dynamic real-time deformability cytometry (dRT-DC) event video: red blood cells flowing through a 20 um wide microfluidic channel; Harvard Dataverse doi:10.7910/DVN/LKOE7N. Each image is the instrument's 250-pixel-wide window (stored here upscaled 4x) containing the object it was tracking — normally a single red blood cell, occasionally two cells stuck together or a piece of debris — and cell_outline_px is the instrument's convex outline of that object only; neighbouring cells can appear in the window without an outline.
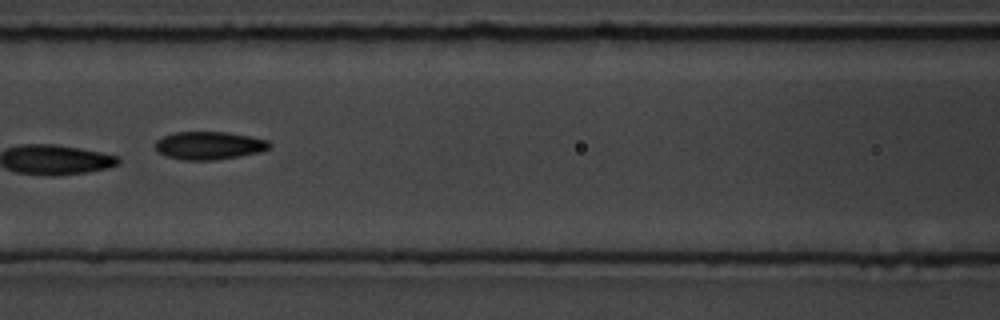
{"species": "common noctule bat (a hibernating species)", "species_latin": "Nyctalus noctula", "temperature_condition": "room temperature", "stored_images_in_passage": 17, "camera_frame_rate_fps": 3000, "um_per_image_px": 0.085, "animal": {"sex": "male", "body_mass_g": 19.5, "forearm_length_mm": 54.6}, "frame": {"image": 1, "passage_image": 8, "time_ms": 8.0, "image_size_px": [1000, 320], "cell_outline_px": [[272, 144], [268, 148], [260, 152], [240, 156], [216, 160], [184, 160], [164, 156], [156, 152], [156, 140], [164, 136], [176, 132], [228, 132], [252, 136], [268, 140]], "centroid_in_image_um": [17.78, 12.37], "position_along_channel_um": 148.8, "area_um2": 18.79}}
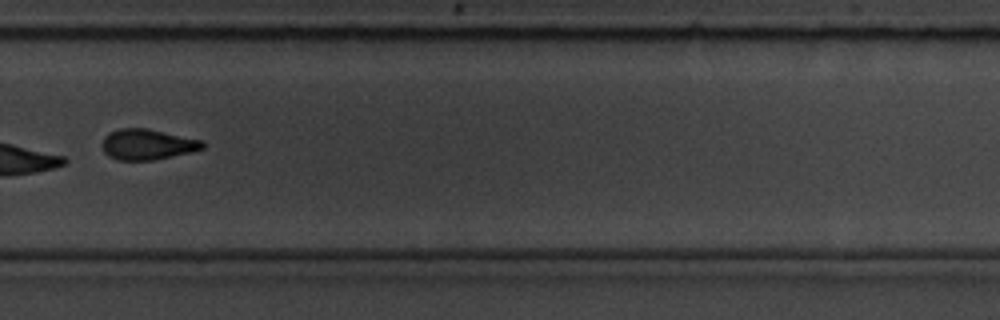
{"frame": {"image": 2, "passage_image": 12, "time_ms": 12.667, "image_size_px": [1000, 320], "cell_outline_px": [[204, 148], [188, 152], [152, 160], [116, 160], [108, 156], [104, 152], [100, 144], [104, 136], [108, 132], [120, 128], [144, 128], [204, 140]], "centroid_in_image_um": [12.46, 12.27], "position_along_channel_um": 317.3, "area_um2": 17.92}, "authors_computed_cell_mechanics": {"area_um2": 19.5942, "velocity_mm_per_s": 3.593, "shape_relaxation_time_tau1_ms": 3.6176, "shape_relaxation_time_tau2_ms": null, "deformation_change_tau1": 0.1392, "deformation_change_tau2": null}}